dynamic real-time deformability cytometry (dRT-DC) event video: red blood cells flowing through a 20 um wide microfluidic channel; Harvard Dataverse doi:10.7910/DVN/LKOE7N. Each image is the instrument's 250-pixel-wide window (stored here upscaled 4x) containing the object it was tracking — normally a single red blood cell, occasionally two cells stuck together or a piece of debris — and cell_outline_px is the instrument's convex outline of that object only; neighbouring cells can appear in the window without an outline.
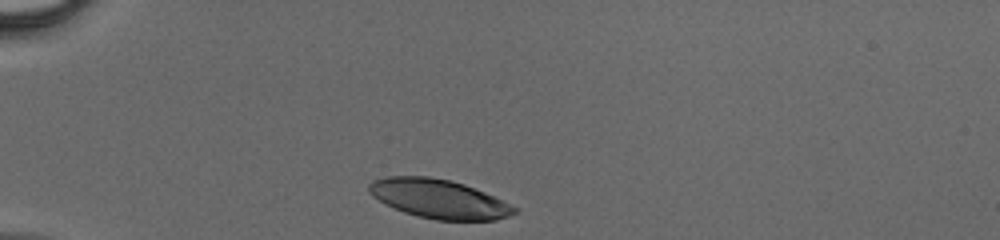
{"species": "human", "species_latin": "Homo sapiens", "temperature_condition": "cold", "stored_images_in_passage": 28, "camera_frame_rate_fps": 3000, "um_per_image_px": 0.085, "donor": {"sex": "male"}, "frame": {"image": 1, "passage_image": 1, "time_ms": 0.0, "image_size_px": [1000, 240], "cell_outline_px": [[520, 212], [496, 220], [436, 220], [416, 216], [404, 212], [384, 204], [372, 196], [368, 192], [368, 184], [372, 180], [388, 176], [428, 176], [448, 180], [464, 184], [484, 192], [520, 208]], "centroid_in_image_um": [37.3, 16.91], "position_along_channel_um": 47.7, "area_um2": 33.23}}
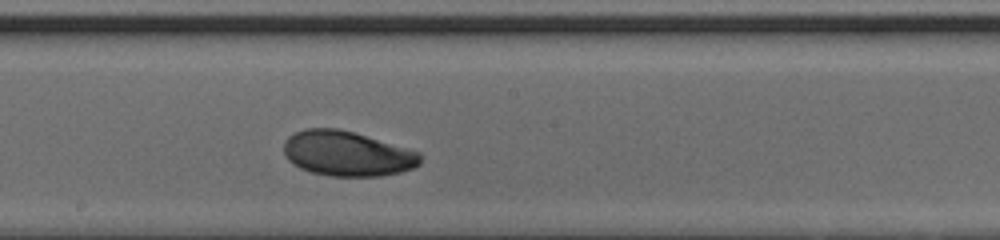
{"frame": {"image": 2, "passage_image": 15, "time_ms": 4.667, "image_size_px": [1000, 240], "cell_outline_px": [[420, 164], [412, 168], [400, 172], [380, 176], [328, 176], [312, 172], [300, 168], [292, 164], [288, 160], [284, 152], [284, 140], [288, 136], [304, 128], [336, 128], [352, 132], [420, 152]], "centroid_in_image_um": [29.46, 13.06], "position_along_channel_um": 218.7, "area_um2": 35.6}}
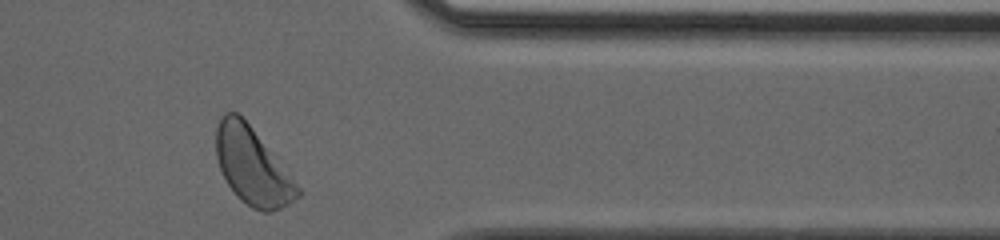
{"frame": {"image": 3, "passage_image": 27, "time_ms": 8.667, "image_size_px": [1000, 240], "cell_outline_px": [[300, 196], [288, 204], [280, 208], [268, 212], [264, 212], [252, 208], [240, 200], [236, 196], [228, 184], [220, 168], [216, 156], [216, 128], [224, 112], [236, 112], [252, 128], [272, 152], [300, 188]], "centroid_in_image_um": [21.44, 14.15], "position_along_channel_um": 390.0, "area_um2": 35.89}}